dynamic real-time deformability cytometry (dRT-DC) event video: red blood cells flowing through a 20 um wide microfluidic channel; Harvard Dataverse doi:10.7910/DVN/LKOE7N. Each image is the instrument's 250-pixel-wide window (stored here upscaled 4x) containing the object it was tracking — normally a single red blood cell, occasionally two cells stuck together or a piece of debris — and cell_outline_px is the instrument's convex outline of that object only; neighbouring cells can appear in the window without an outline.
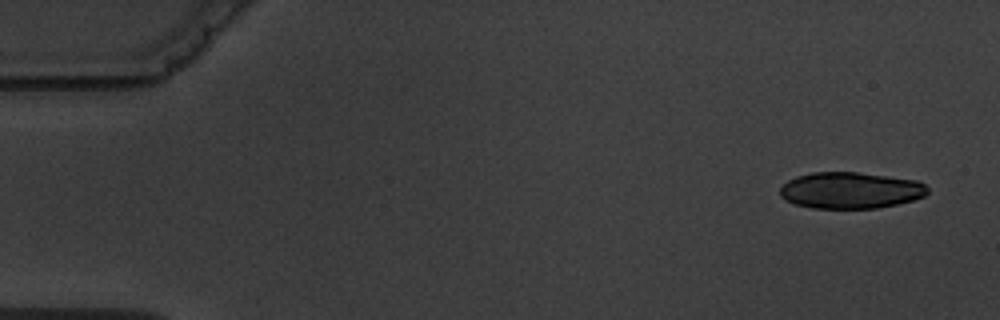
{"species": "common noctule bat (a hibernating species)", "species_latin": "Nyctalus noctula", "temperature_condition": "warm", "stored_images_in_passage": 6, "camera_frame_rate_fps": 3000, "um_per_image_px": 0.085, "animal": {"sex": "male", "body_mass_g": 19.5, "forearm_length_mm": 54.6}, "frame": {"image": 1, "passage_image": 1, "time_ms": 0.0, "image_size_px": [1000, 320], "cell_outline_px": [[928, 192], [924, 196], [912, 200], [896, 204], [876, 208], [812, 208], [796, 204], [784, 200], [780, 196], [780, 188], [788, 180], [796, 176], [812, 172], [856, 172], [916, 180], [924, 184], [928, 188]], "centroid_in_image_um": [72.26, 16.18], "position_along_channel_um": 12.7, "area_um2": 31.21}}